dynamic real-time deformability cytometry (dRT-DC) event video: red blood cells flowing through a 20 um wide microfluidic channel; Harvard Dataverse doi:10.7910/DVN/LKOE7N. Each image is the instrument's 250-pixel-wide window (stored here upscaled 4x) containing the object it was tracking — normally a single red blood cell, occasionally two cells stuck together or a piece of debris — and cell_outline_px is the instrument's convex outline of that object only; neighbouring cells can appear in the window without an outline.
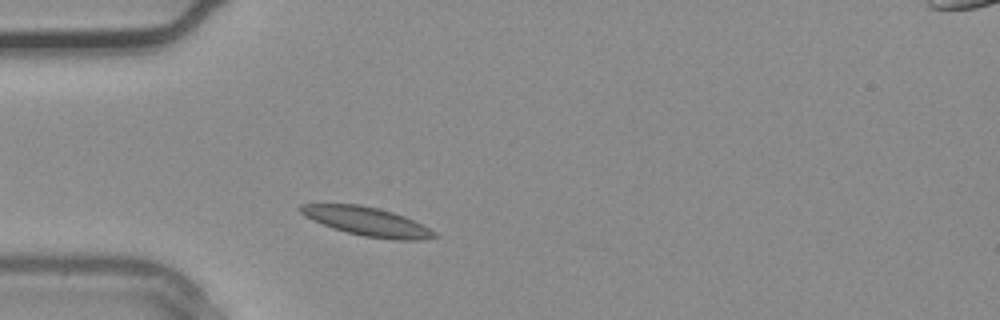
{"species": "common noctule bat (a hibernating species)", "species_latin": "Nyctalus noctula", "temperature_condition": "warm", "stored_images_in_passage": 10, "camera_frame_rate_fps": 3000, "um_per_image_px": 0.085, "animal": {"sex": "male", "body_mass_g": 20.4}, "frame": {"image": 1, "passage_image": 3, "time_ms": 0.667, "image_size_px": [1000, 320], "cell_outline_px": [[436, 236], [420, 240], [396, 240], [364, 236], [348, 232], [324, 224], [304, 216], [296, 208], [300, 204], [360, 204], [392, 212], [404, 216], [436, 232]], "centroid_in_image_um": [31.17, 18.81], "position_along_channel_um": 53.8, "area_um2": 21.96}}
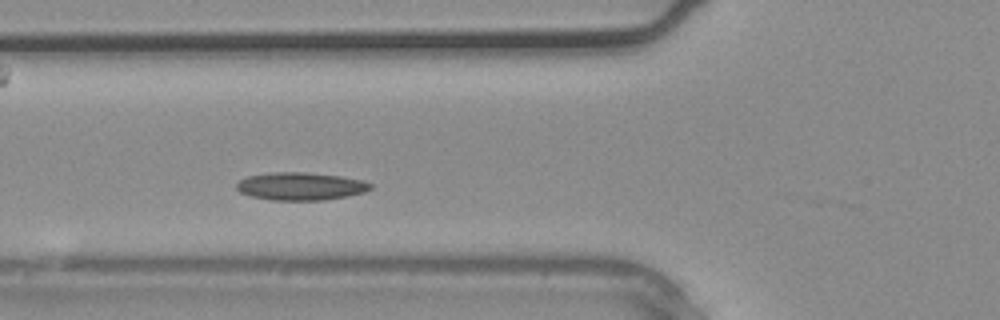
{"frame": {"image": 2, "passage_image": 6, "time_ms": 1.667, "image_size_px": [1000, 320], "cell_outline_px": [[372, 188], [364, 192], [348, 196], [324, 200], [272, 200], [252, 196], [240, 192], [236, 188], [236, 184], [240, 180], [248, 176], [276, 172], [304, 172], [340, 176], [364, 180], [372, 184]], "centroid_in_image_um": [25.58, 15.83], "position_along_channel_um": 100.2, "area_um2": 21.62}}